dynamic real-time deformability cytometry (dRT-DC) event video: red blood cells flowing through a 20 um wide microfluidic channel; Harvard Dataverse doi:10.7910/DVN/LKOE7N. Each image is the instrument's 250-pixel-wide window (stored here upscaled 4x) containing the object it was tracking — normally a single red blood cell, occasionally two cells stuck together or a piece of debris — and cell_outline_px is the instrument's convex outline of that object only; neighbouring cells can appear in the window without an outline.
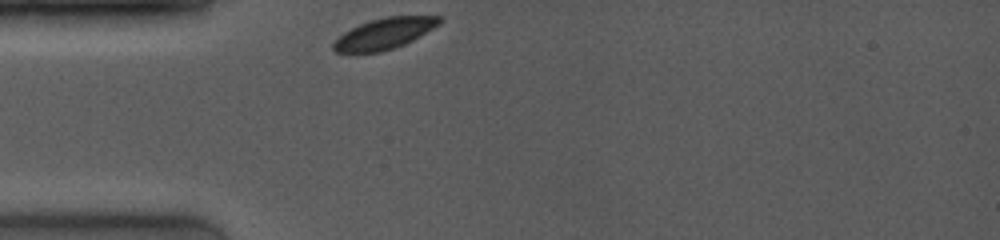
{"species": "common noctule bat (a hibernating species)", "species_latin": "Nyctalus noctula", "temperature_condition": "room temperature", "stored_images_in_passage": 55, "camera_frame_rate_fps": 4000, "um_per_image_px": 0.085, "animal": {"sex": "female", "body_mass_g": 19.0, "forearm_length_mm": 53.3}, "frame": {"image": 1, "passage_image": 1, "time_ms": 0.0, "image_size_px": [1000, 240], "cell_outline_px": [[444, 20], [440, 24], [420, 36], [404, 44], [380, 52], [356, 56], [336, 52], [332, 48], [332, 44], [344, 32], [360, 24], [384, 16], [444, 16]], "centroid_in_image_um": [32.64, 2.89], "position_along_channel_um": 52.4, "area_um2": 19.59}}
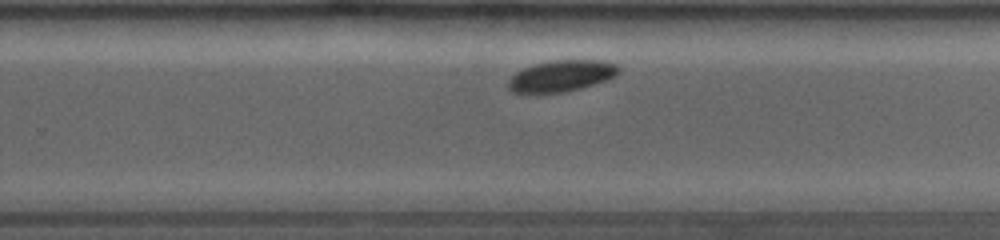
{"frame": {"image": 2, "passage_image": 33, "time_ms": 6.25, "image_size_px": [1000, 240], "cell_outline_px": [[620, 72], [616, 76], [608, 80], [568, 92], [540, 96], [512, 92], [508, 88], [508, 80], [516, 72], [532, 64], [552, 60], [604, 60], [616, 64], [620, 68]], "centroid_in_image_um": [47.7, 6.49], "position_along_channel_um": 282.1, "area_um2": 21.1}}
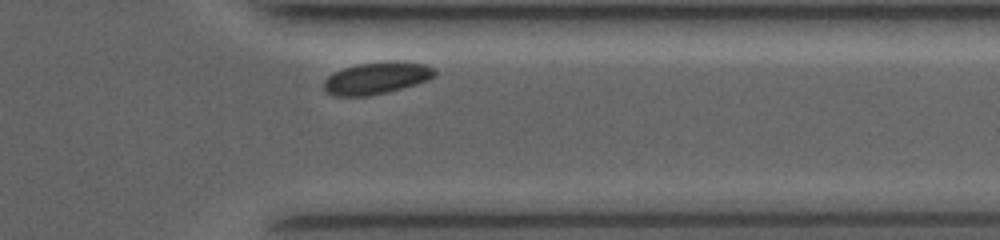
{"frame": {"image": 3, "passage_image": 50, "time_ms": 8.75, "image_size_px": [1000, 240], "cell_outline_px": [[436, 76], [428, 80], [416, 84], [368, 96], [336, 96], [328, 92], [324, 88], [324, 80], [332, 72], [356, 64], [388, 60], [400, 60], [424, 64], [436, 68]], "centroid_in_image_um": [32.04, 6.6], "position_along_channel_um": 379.4, "area_um2": 20.87}}